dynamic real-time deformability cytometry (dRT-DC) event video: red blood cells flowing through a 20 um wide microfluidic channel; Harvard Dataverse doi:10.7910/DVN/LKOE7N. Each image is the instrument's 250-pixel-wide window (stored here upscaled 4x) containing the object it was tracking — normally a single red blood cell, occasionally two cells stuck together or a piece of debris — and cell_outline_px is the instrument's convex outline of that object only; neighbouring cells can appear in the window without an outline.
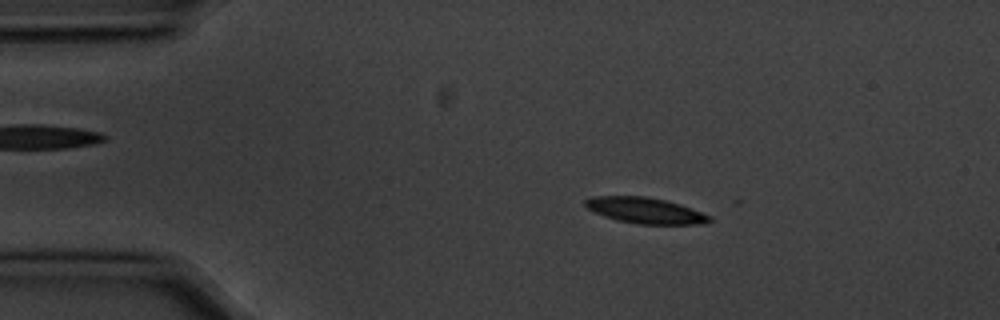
{"species": "common noctule bat (a hibernating species)", "species_latin": "Nyctalus noctula", "temperature_condition": "cold", "stored_images_in_passage": 3, "camera_frame_rate_fps": 3000, "um_per_image_px": 0.085, "animal": {"sex": "male", "body_mass_g": 20.1, "forearm_length_mm": 53.5}, "frame": {"image": 1, "passage_image": 2, "time_ms": 0.333, "image_size_px": [1000, 320], "cell_outline_px": [[712, 220], [704, 224], [636, 224], [616, 220], [604, 216], [588, 208], [584, 204], [584, 200], [596, 196], [644, 196], [664, 200], [680, 204], [712, 216]], "centroid_in_image_um": [54.87, 17.9], "position_along_channel_um": 30.1, "area_um2": 18.67}}